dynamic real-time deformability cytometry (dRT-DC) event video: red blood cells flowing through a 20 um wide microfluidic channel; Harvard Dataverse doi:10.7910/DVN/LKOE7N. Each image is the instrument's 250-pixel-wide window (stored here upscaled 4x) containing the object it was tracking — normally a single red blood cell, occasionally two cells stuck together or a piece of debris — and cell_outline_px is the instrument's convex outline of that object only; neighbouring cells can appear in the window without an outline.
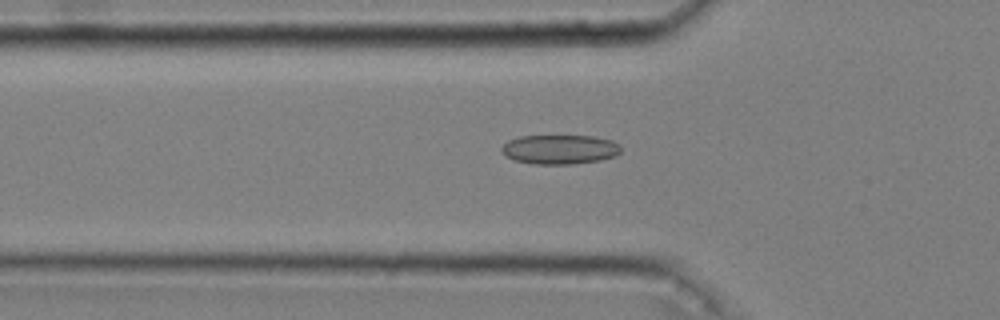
{"species": "common noctule bat (a hibernating species)", "species_latin": "Nyctalus noctula", "temperature_condition": "cold", "stored_images_in_passage": 51, "camera_frame_rate_fps": 3000, "um_per_image_px": 0.085, "animal": {"sex": "male", "body_mass_g": 20.4}, "frame": {"image": 1, "passage_image": 18, "time_ms": 5.667, "image_size_px": [1000, 320], "cell_outline_px": [[620, 152], [612, 156], [600, 160], [572, 164], [532, 164], [516, 160], [504, 156], [500, 148], [508, 140], [520, 136], [596, 136], [612, 140], [620, 144]], "centroid_in_image_um": [47.56, 12.69], "position_along_channel_um": 78.2, "area_um2": 20.46}}
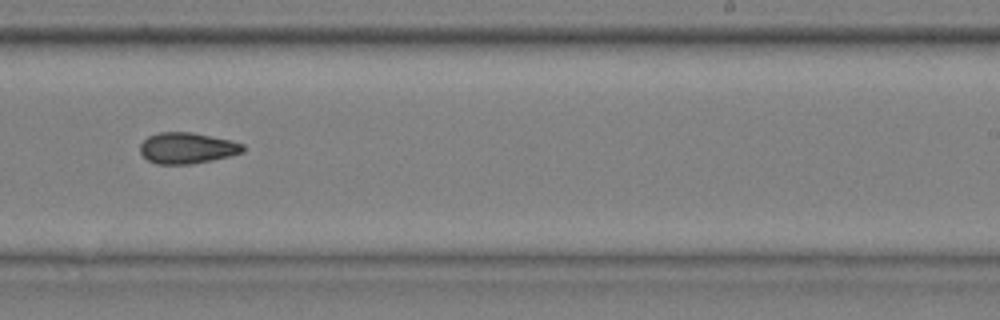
{"frame": {"image": 2, "passage_image": 34, "time_ms": 11.0, "image_size_px": [1000, 320], "cell_outline_px": [[244, 152], [212, 160], [192, 164], [156, 164], [148, 160], [140, 152], [140, 144], [148, 136], [160, 132], [192, 132], [232, 140], [244, 144]], "centroid_in_image_um": [15.91, 12.58], "position_along_channel_um": 273.1, "area_um2": 18.67}}
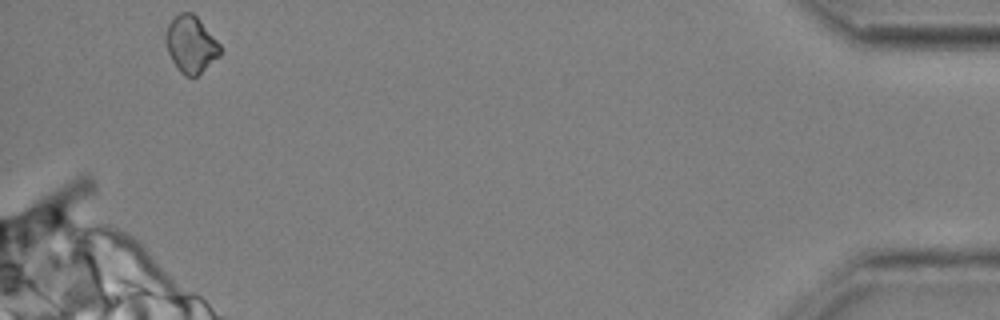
{"frame": {"image": 3, "passage_image": 51, "time_ms": 16.667, "image_size_px": [1000, 320], "cell_outline_px": [[220, 56], [196, 76], [184, 76], [176, 68], [168, 52], [164, 40], [164, 36], [168, 24], [180, 12], [192, 12], [200, 20], [220, 44]], "centroid_in_image_um": [16.2, 3.77], "position_along_channel_um": 419.0, "area_um2": 17.98}, "authors_computed_cell_mechanics": {"area_um2": 19.3052, "velocity_mm_per_s": 3.648, "shape_relaxation_time_tau1_ms": 5.7204, "shape_relaxation_time_tau2_ms": null, "deformation_change_tau1": 0.0978, "deformation_change_tau2": null}}